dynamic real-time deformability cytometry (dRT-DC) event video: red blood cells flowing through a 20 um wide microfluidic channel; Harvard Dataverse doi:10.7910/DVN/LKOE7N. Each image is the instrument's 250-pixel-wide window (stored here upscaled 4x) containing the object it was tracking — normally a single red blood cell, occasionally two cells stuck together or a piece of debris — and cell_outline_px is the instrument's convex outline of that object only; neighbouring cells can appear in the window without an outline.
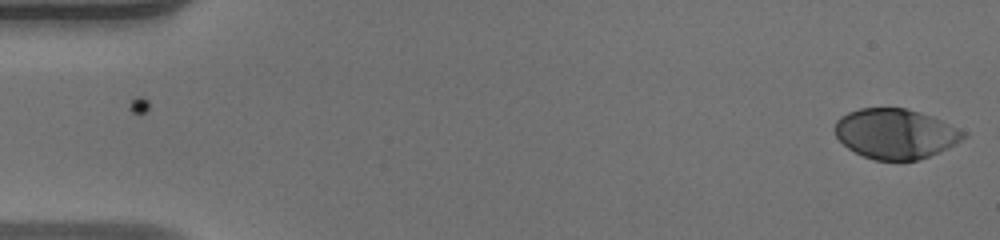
{"species": "human", "species_latin": "Homo sapiens", "temperature_condition": "warm", "stored_images_in_passage": 49, "camera_frame_rate_fps": 3000, "um_per_image_px": 0.085, "donor": {"sex": "male"}, "frame": {"image": 1, "passage_image": 1, "time_ms": 0.0, "image_size_px": [1000, 240], "cell_outline_px": [[968, 136], [956, 144], [948, 148], [928, 156], [916, 160], [876, 160], [864, 156], [848, 148], [836, 136], [836, 120], [840, 116], [848, 112], [860, 108], [904, 108], [920, 112], [932, 116], [964, 132]], "centroid_in_image_um": [76.11, 11.36], "position_along_channel_um": 8.9, "area_um2": 37.05}}
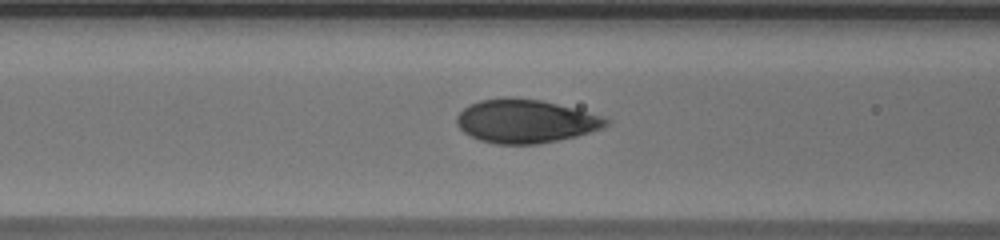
{"frame": {"image": 2, "passage_image": 20, "time_ms": 6.333, "image_size_px": [1000, 240], "cell_outline_px": [[612, 120], [604, 128], [576, 136], [536, 144], [496, 144], [480, 140], [464, 132], [456, 124], [456, 116], [468, 104], [480, 100], [504, 96], [512, 96], [540, 100], [604, 116]], "centroid_in_image_um": [44.66, 10.28], "position_along_channel_um": 121.9, "area_um2": 37.97}}
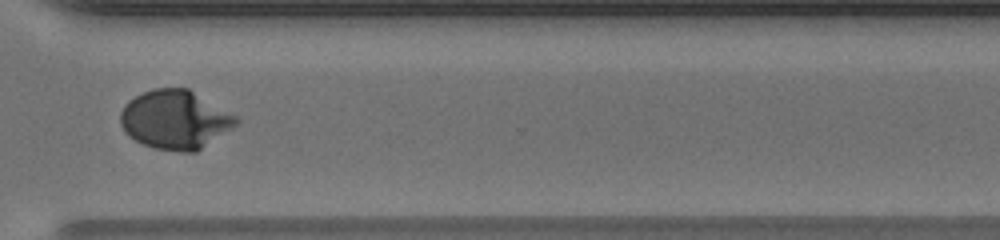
{"frame": {"image": 3, "passage_image": 37, "time_ms": 12.0, "image_size_px": [1000, 240], "cell_outline_px": [[240, 120], [232, 128], [196, 152], [180, 152], [156, 148], [144, 144], [136, 140], [124, 132], [120, 124], [120, 112], [124, 104], [128, 100], [144, 92], [156, 88], [188, 88], [236, 116]], "centroid_in_image_um": [14.86, 10.17], "position_along_channel_um": 355.7, "area_um2": 39.42}, "authors_computed_cell_mechanics": {"area_um2": 37.8012, "velocity_mm_per_s": 4.1332, "shape_relaxation_time_tau1_ms": 3.6849, "shape_relaxation_time_tau2_ms": null, "deformation_change_tau1": 0.2215, "deformation_change_tau2": null}}